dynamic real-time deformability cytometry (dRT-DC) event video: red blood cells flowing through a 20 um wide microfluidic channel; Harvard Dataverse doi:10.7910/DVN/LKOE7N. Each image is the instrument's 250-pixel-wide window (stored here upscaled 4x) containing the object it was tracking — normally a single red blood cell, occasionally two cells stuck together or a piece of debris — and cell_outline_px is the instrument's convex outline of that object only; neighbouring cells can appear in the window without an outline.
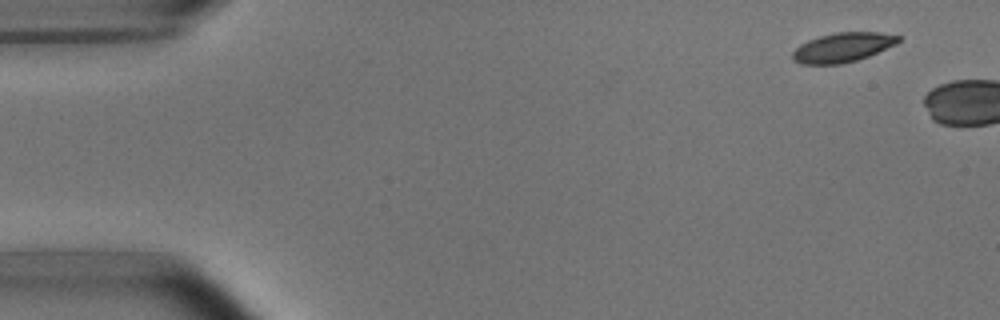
{"species": "common noctule bat (a hibernating species)", "species_latin": "Nyctalus noctula", "temperature_condition": "room temperature", "stored_images_in_passage": 2, "camera_frame_rate_fps": 3000, "um_per_image_px": 0.085, "animal": {"sex": "male", "body_mass_g": 15.6}, "frame": {"image": 1, "passage_image": 1, "time_ms": 0.0, "image_size_px": [1000, 320], "cell_outline_px": [[900, 40], [896, 44], [868, 56], [856, 60], [840, 64], [800, 64], [792, 60], [792, 52], [800, 44], [808, 40], [820, 36], [836, 32], [880, 32], [900, 36]], "centroid_in_image_um": [71.6, 4.03], "position_along_channel_um": 13.4, "area_um2": 18.09}}